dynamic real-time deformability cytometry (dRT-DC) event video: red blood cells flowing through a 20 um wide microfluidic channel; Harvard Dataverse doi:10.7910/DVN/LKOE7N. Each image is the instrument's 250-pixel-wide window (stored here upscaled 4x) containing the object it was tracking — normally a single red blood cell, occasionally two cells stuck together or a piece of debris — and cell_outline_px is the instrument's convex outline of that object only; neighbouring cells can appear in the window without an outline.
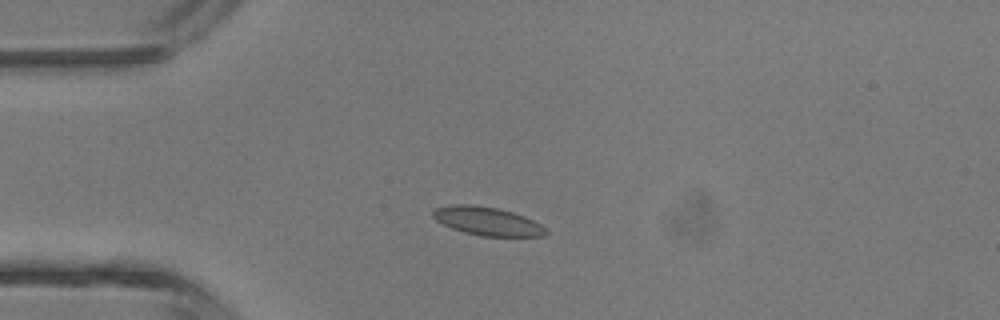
{"species": "common noctule bat (a hibernating species)", "species_latin": "Nyctalus noctula", "temperature_condition": "room temperature", "stored_images_in_passage": 2, "camera_frame_rate_fps": 3000, "um_per_image_px": 0.085, "animal": {"sex": "male", "body_mass_g": 13.3}, "frame": {"image": 1, "passage_image": 2, "time_ms": 1.0, "image_size_px": [1000, 320], "cell_outline_px": [[548, 232], [544, 236], [480, 236], [464, 232], [452, 228], [436, 220], [432, 216], [432, 212], [436, 208], [452, 204], [472, 204], [496, 208], [512, 212], [524, 216], [548, 228]], "centroid_in_image_um": [41.43, 18.8], "position_along_channel_um": 43.6, "area_um2": 18.67}}